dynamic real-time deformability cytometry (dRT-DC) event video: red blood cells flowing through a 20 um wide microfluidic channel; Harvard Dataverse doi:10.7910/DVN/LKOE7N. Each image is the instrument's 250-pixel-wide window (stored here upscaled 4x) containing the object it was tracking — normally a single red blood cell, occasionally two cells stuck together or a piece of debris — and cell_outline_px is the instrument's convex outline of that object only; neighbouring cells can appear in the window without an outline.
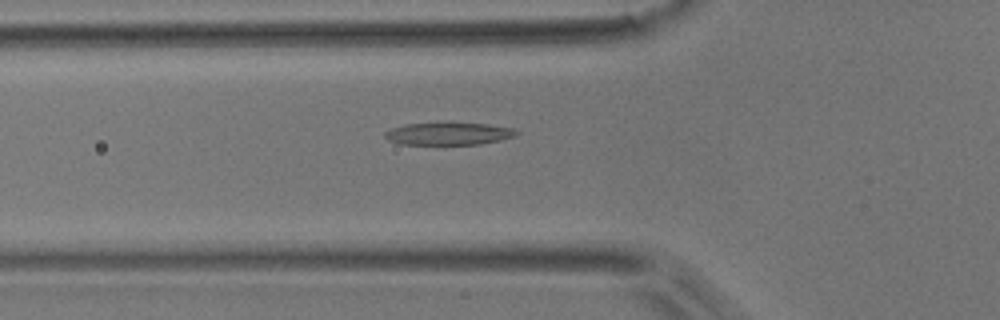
{"species": "common noctule bat (a hibernating species)", "species_latin": "Nyctalus noctula", "temperature_condition": "room temperature", "stored_images_in_passage": 33, "camera_frame_rate_fps": 3000, "um_per_image_px": 0.085, "animal": {"sex": "male", "body_mass_g": 17.9}, "frame": {"image": 1, "passage_image": 10, "time_ms": 3.0, "image_size_px": [1000, 320], "cell_outline_px": [[520, 132], [512, 136], [500, 140], [480, 144], [400, 144], [388, 140], [384, 136], [384, 132], [392, 128], [404, 124], [488, 124], [516, 128]], "centroid_in_image_um": [38.13, 11.37], "position_along_channel_um": 87.7, "area_um2": 16.82}}
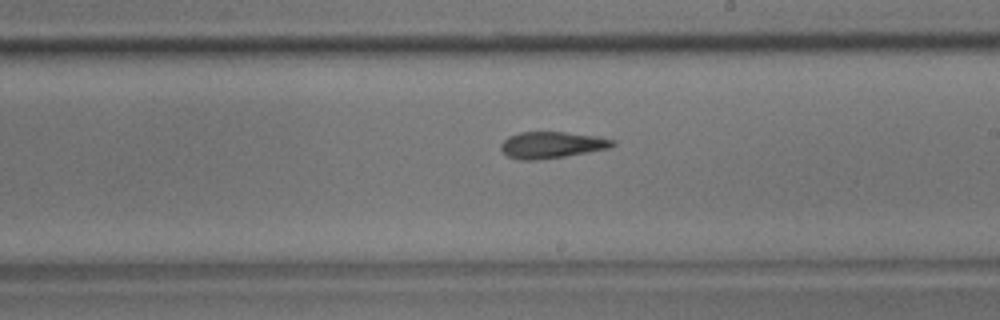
{"frame": {"image": 2, "passage_image": 22, "time_ms": 7.0, "image_size_px": [1000, 320], "cell_outline_px": [[616, 144], [608, 148], [588, 152], [564, 156], [536, 160], [520, 160], [508, 156], [500, 148], [500, 144], [508, 136], [520, 132], [564, 132], [596, 136], [616, 140]], "centroid_in_image_um": [46.88, 12.31], "position_along_channel_um": 242.1, "area_um2": 17.17}}
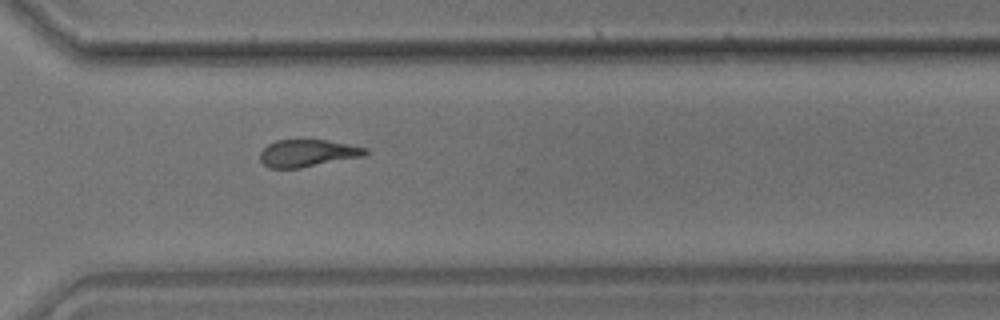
{"frame": {"image": 3, "passage_image": 30, "time_ms": 9.667, "image_size_px": [1000, 320], "cell_outline_px": [[368, 152], [364, 156], [300, 168], [268, 168], [260, 160], [260, 152], [268, 144], [276, 140], [328, 140], [368, 148]], "centroid_in_image_um": [26.14, 13.02], "position_along_channel_um": 344.5, "area_um2": 16.7}, "authors_computed_cell_mechanics": {"area_um2": 17.2244, "velocity_mm_per_s": 3.8517, "shape_relaxation_time_tau1_ms": 6.1535, "shape_relaxation_time_tau2_ms": 5.0658, "deformation_change_tau1": 0.1901, "deformation_change_tau2": 0.1437}}